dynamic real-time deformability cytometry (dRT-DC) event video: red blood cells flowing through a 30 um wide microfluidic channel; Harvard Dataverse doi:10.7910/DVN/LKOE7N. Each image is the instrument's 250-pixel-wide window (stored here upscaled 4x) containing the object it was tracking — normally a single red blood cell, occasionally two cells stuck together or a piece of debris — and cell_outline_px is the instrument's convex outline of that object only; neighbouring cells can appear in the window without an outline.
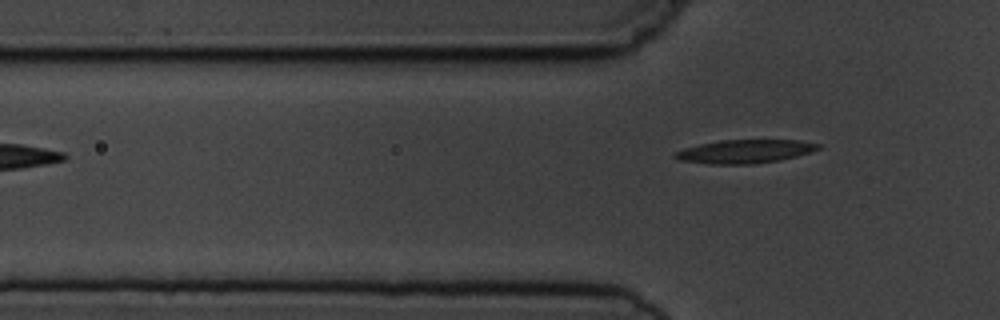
{"species": "common noctule bat (a hibernating species)", "species_latin": "Nyctalus noctula", "temperature_condition": "cold", "stored_images_in_passage": 4, "camera_frame_rate_fps": 3000, "um_per_image_px": 0.085, "animal": {"sex": "male", "body_mass_g": 19.5, "forearm_length_mm": 54.6}, "frame": {"image": 1, "passage_image": 4, "time_ms": 3.667, "image_size_px": [1000, 320], "cell_outline_px": [[820, 148], [796, 156], [780, 160], [752, 164], [708, 164], [680, 160], [672, 156], [672, 152], [684, 148], [700, 144], [720, 140], [800, 140], [820, 144]], "centroid_in_image_um": [63.26, 12.87], "position_along_channel_um": 62.5, "area_um2": 19.59}}